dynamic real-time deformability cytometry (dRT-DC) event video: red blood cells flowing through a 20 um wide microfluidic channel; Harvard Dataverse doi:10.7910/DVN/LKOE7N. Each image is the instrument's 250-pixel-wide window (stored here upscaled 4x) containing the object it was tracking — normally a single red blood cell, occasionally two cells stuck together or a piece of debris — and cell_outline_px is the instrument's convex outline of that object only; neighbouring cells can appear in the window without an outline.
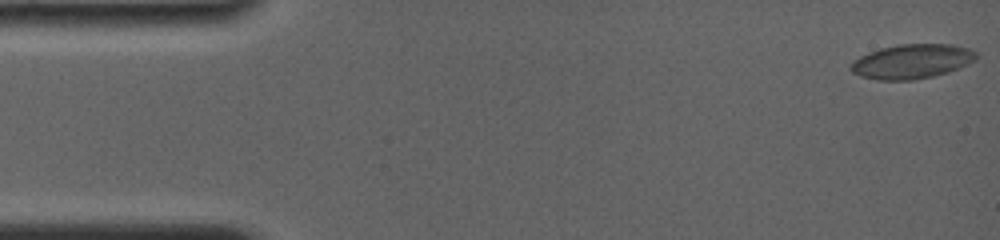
{"species": "common noctule bat (a hibernating species)", "species_latin": "Nyctalus noctula", "temperature_condition": "room temperature", "stored_images_in_passage": 43, "camera_frame_rate_fps": 4000, "um_per_image_px": 0.085, "animal": {"sex": "female", "body_mass_g": 19.0, "forearm_length_mm": 56.7}, "frame": {"image": 1, "passage_image": 1, "time_ms": 0.0, "image_size_px": [1000, 240], "cell_outline_px": [[976, 60], [960, 68], [948, 72], [932, 76], [912, 80], [876, 80], [860, 76], [852, 72], [848, 68], [848, 64], [852, 60], [868, 52], [880, 48], [900, 44], [952, 44], [968, 48], [976, 52]], "centroid_in_image_um": [77.46, 5.22], "position_along_channel_um": 7.5, "area_um2": 25.43}}
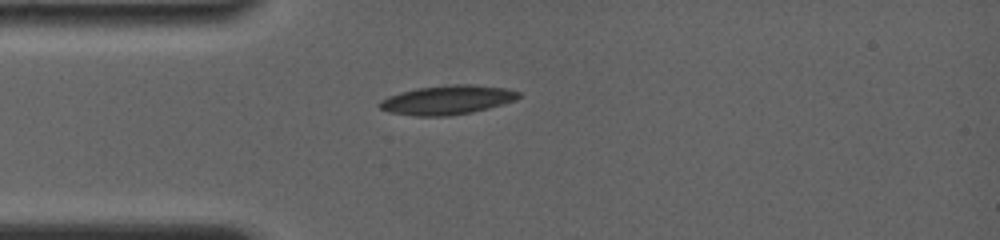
{"frame": {"image": 2, "passage_image": 30, "time_ms": 4.0, "image_size_px": [1000, 240], "cell_outline_px": [[520, 96], [512, 100], [500, 104], [468, 112], [444, 116], [416, 116], [388, 112], [380, 108], [376, 104], [380, 100], [388, 96], [400, 92], [416, 88], [448, 84], [472, 84], [504, 88], [520, 92]], "centroid_in_image_um": [37.91, 8.48], "position_along_channel_um": 47.1, "area_um2": 23.29}}
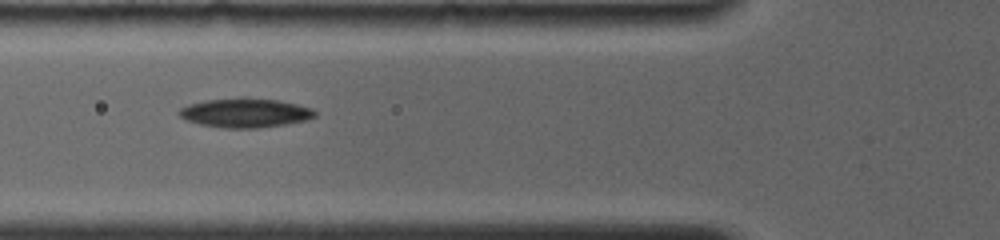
{"frame": {"image": 3, "passage_image": 42, "time_ms": 5.75, "image_size_px": [1000, 240], "cell_outline_px": [[316, 116], [304, 120], [284, 124], [256, 128], [228, 128], [200, 124], [188, 120], [180, 116], [180, 108], [192, 104], [208, 100], [240, 96], [248, 96], [276, 100], [296, 104], [312, 108], [316, 112]], "centroid_in_image_um": [20.87, 9.57], "position_along_channel_um": 104.9, "area_um2": 22.95}}